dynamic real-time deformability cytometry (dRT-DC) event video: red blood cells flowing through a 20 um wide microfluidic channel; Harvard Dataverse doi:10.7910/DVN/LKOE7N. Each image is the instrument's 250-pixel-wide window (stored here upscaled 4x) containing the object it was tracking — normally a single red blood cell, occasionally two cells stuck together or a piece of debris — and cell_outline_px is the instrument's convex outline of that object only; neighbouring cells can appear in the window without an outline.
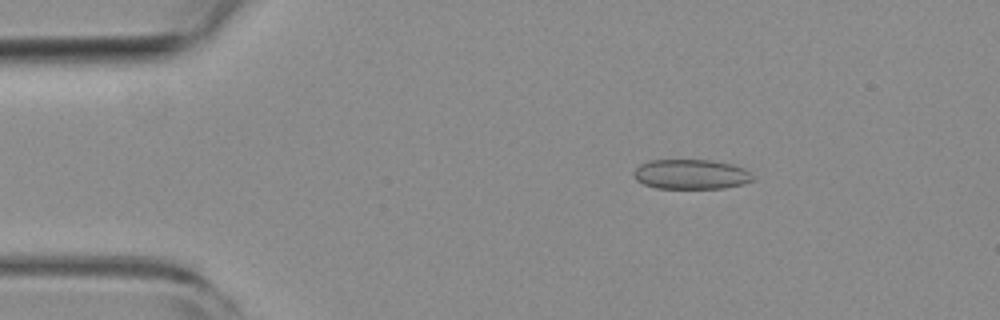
{"species": "common noctule bat (a hibernating species)", "species_latin": "Nyctalus noctula", "temperature_condition": "room temperature", "stored_images_in_passage": 46, "camera_frame_rate_fps": 3000, "um_per_image_px": 0.085, "animal": {"sex": "female", "body_mass_g": 19.3, "forearm_length_mm": 54.1}, "frame": {"image": 1, "passage_image": 1, "time_ms": 0.0, "image_size_px": [1000, 320], "cell_outline_px": [[756, 180], [744, 184], [724, 188], [656, 188], [644, 184], [636, 180], [632, 172], [640, 164], [648, 160], [712, 160], [732, 164], [744, 168]], "centroid_in_image_um": [58.73, 14.81], "position_along_channel_um": 26.3, "area_um2": 20.81}}
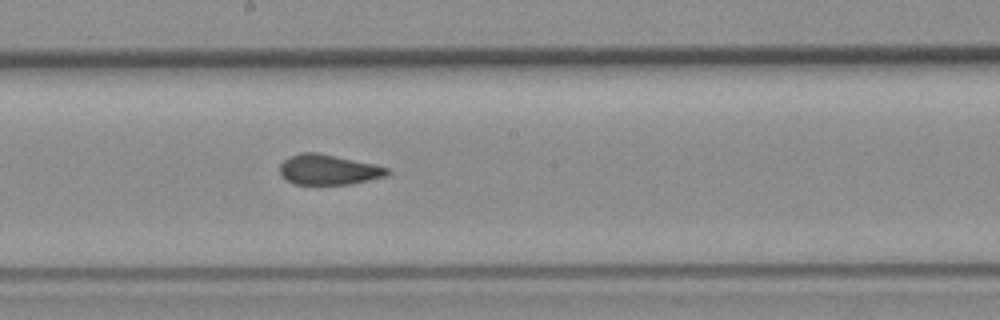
{"frame": {"image": 2, "passage_image": 21, "time_ms": 6.667, "image_size_px": [1000, 320], "cell_outline_px": [[392, 172], [388, 176], [352, 184], [292, 184], [280, 172], [280, 164], [288, 156], [300, 152], [316, 152], [376, 164], [388, 168]], "centroid_in_image_um": [27.96, 14.42], "position_along_channel_um": 220.2, "area_um2": 19.07}}
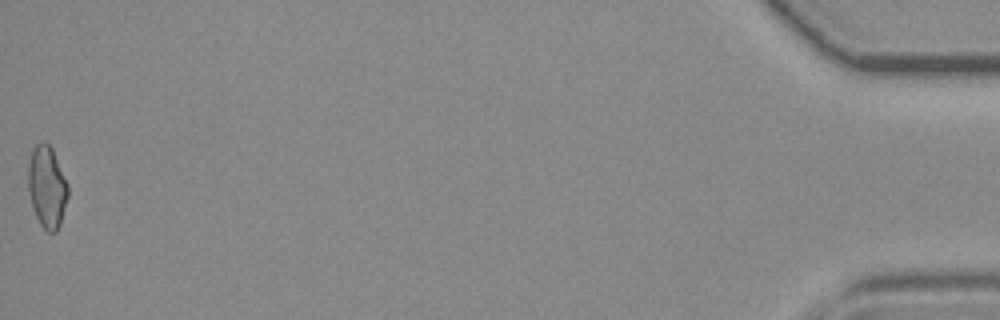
{"frame": {"image": 3, "passage_image": 46, "time_ms": 15.0, "image_size_px": [1000, 320], "cell_outline_px": [[68, 196], [60, 224], [56, 232], [48, 232], [40, 224], [32, 208], [28, 192], [28, 164], [32, 148], [40, 140], [44, 140], [52, 148], [68, 184]], "centroid_in_image_um": [3.98, 15.86], "position_along_channel_um": 431.2, "area_um2": 19.19}, "authors_computed_cell_mechanics": {"area_um2": 19.4786, "velocity_mm_per_s": 3.8098, "shape_relaxation_time_tau1_ms": null, "shape_relaxation_time_tau2_ms": 2.019, "deformation_change_tau1": null, "deformation_change_tau2": 0.0691}}